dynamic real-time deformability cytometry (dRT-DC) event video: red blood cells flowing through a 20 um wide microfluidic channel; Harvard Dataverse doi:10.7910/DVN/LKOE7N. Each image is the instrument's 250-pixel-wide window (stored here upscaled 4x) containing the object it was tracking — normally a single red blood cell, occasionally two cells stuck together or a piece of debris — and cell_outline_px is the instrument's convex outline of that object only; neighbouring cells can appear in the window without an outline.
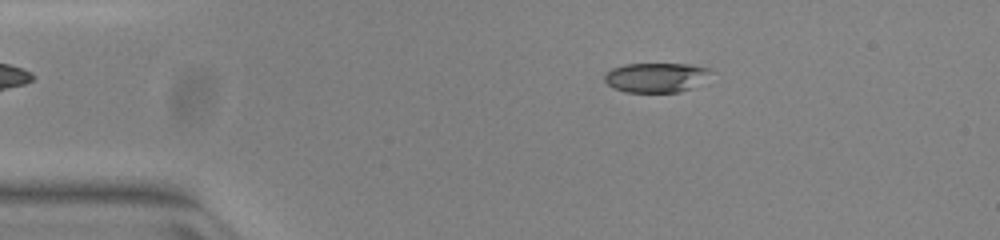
{"species": "common noctule bat (a hibernating species)", "species_latin": "Nyctalus noctula", "temperature_condition": "warm", "stored_images_in_passage": 50, "camera_frame_rate_fps": 3000, "um_per_image_px": 0.085, "animal": {"sex": "female", "body_mass_g": 23.0, "forearm_length_mm": 53.4}, "frame": {"image": 1, "passage_image": 8, "time_ms": 2.333, "image_size_px": [1000, 240], "cell_outline_px": [[716, 72], [692, 88], [680, 92], [624, 92], [612, 88], [604, 80], [604, 72], [612, 68], [624, 64], [688, 64], [708, 68]], "centroid_in_image_um": [55.76, 6.58], "position_along_channel_um": 29.2, "area_um2": 18.61}}
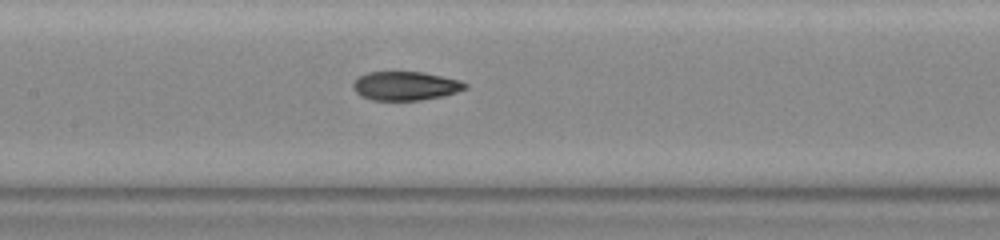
{"frame": {"image": 2, "passage_image": 23, "time_ms": 7.333, "image_size_px": [1000, 240], "cell_outline_px": [[468, 88], [444, 96], [420, 100], [372, 100], [360, 96], [352, 88], [352, 84], [360, 76], [368, 72], [420, 72], [460, 80], [468, 84]], "centroid_in_image_um": [34.46, 7.31], "position_along_channel_um": 172.9, "area_um2": 18.79}}
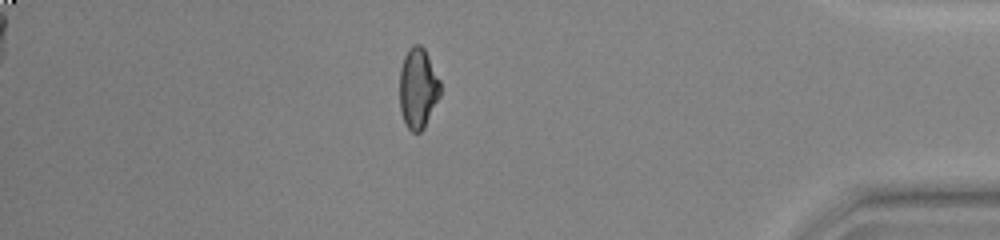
{"frame": {"image": 3, "passage_image": 43, "time_ms": 14.0, "image_size_px": [1000, 240], "cell_outline_px": [[440, 96], [424, 128], [420, 132], [412, 132], [404, 124], [400, 112], [400, 68], [404, 56], [408, 48], [412, 44], [420, 44], [424, 48], [440, 80]], "centroid_in_image_um": [35.52, 7.5], "position_along_channel_um": 399.7, "area_um2": 19.25}, "authors_computed_cell_mechanics": {"area_um2": 19.2474, "velocity_mm_per_s": 4.0007, "shape_relaxation_time_tau1_ms": null, "shape_relaxation_time_tau2_ms": 1.9625, "deformation_change_tau1": null, "deformation_change_tau2": 0.0528}}